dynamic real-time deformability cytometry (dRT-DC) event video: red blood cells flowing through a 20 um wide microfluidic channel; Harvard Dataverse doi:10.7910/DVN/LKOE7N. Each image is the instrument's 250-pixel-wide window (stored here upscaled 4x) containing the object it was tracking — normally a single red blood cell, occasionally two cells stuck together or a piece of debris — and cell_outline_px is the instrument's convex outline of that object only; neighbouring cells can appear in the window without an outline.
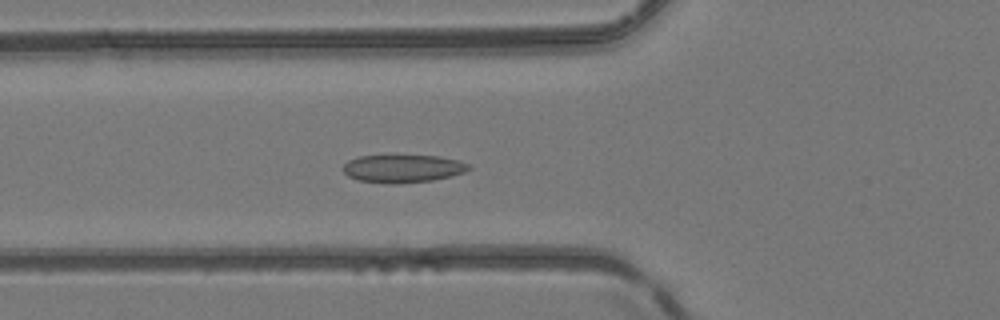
{"species": "common noctule bat (a hibernating species)", "species_latin": "Nyctalus noctula", "temperature_condition": "room temperature", "stored_images_in_passage": 37, "camera_frame_rate_fps": 3000, "um_per_image_px": 0.085, "animal": {"sex": "female", "body_mass_g": 24.6, "forearm_length_mm": 56.2}, "frame": {"image": 1, "passage_image": 5, "time_ms": 1.333, "image_size_px": [1000, 320], "cell_outline_px": [[472, 168], [464, 172], [452, 176], [432, 180], [400, 184], [388, 184], [356, 180], [348, 176], [340, 168], [348, 160], [360, 156], [440, 156], [460, 160], [472, 164]], "centroid_in_image_um": [34.26, 14.34], "position_along_channel_um": 91.5, "area_um2": 20.75}}
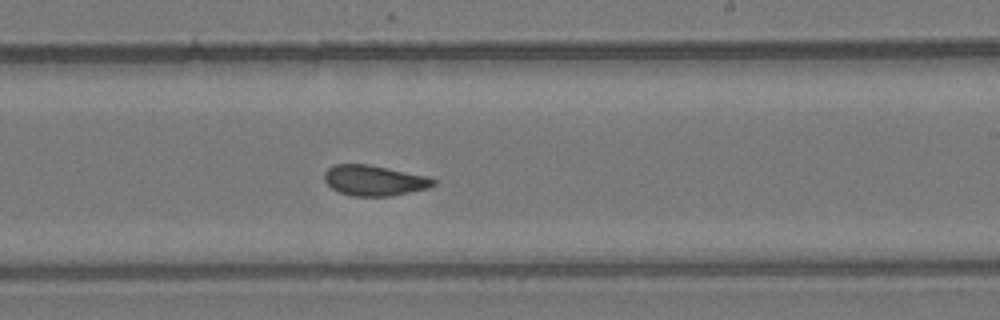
{"frame": {"image": 2, "passage_image": 17, "time_ms": 5.333, "image_size_px": [1000, 320], "cell_outline_px": [[436, 184], [428, 188], [392, 196], [352, 196], [340, 192], [332, 188], [324, 180], [324, 172], [328, 168], [336, 164], [368, 164], [428, 176], [436, 180]], "centroid_in_image_um": [31.82, 15.34], "position_along_channel_um": 257.2, "area_um2": 19.36}}
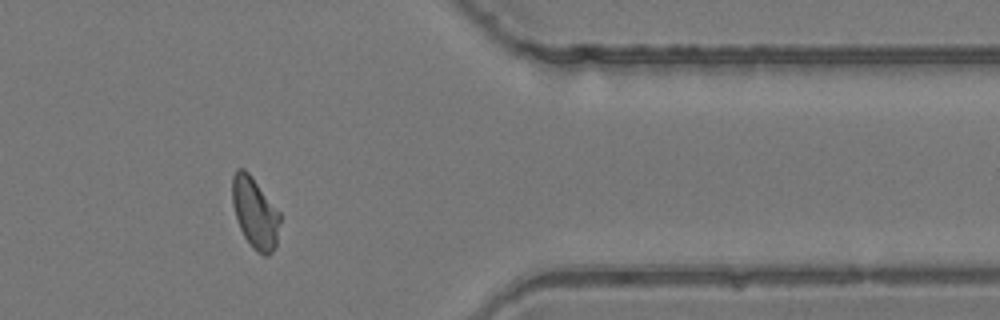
{"frame": {"image": 3, "passage_image": 28, "time_ms": 9.0, "image_size_px": [1000, 320], "cell_outline_px": [[280, 220], [276, 244], [272, 252], [268, 256], [264, 256], [256, 252], [252, 248], [244, 236], [236, 220], [232, 204], [232, 176], [236, 168], [244, 168], [252, 176], [280, 212]], "centroid_in_image_um": [21.66, 18.09], "position_along_channel_um": 389.7, "area_um2": 19.94}, "authors_computed_cell_mechanics": {"area_um2": 19.5364, "velocity_mm_per_s": 4.1238, "shape_relaxation_time_tau1_ms": null, "shape_relaxation_time_tau2_ms": 1.6955, "deformation_change_tau1": null, "deformation_change_tau2": 0.062}}